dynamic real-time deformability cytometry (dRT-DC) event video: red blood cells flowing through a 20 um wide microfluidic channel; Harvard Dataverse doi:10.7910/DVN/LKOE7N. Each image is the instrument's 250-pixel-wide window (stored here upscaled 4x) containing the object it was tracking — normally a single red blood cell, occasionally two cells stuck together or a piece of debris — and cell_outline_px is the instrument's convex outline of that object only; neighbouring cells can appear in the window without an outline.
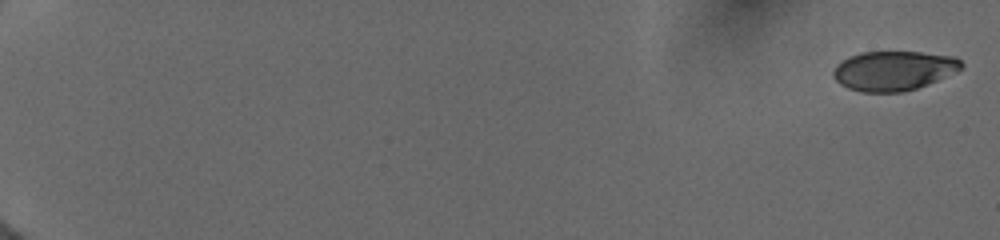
{"species": "human", "species_latin": "Homo sapiens", "temperature_condition": "cold", "stored_images_in_passage": 16, "camera_frame_rate_fps": 3000, "um_per_image_px": 0.085, "donor": {"sex": "female"}, "frame": {"image": 1, "passage_image": 1, "time_ms": 0.0, "image_size_px": [1000, 240], "cell_outline_px": [[964, 68], [956, 72], [928, 84], [916, 88], [900, 92], [860, 92], [848, 88], [840, 84], [832, 76], [832, 72], [836, 64], [840, 60], [848, 56], [860, 52], [920, 52], [956, 56], [964, 64]], "centroid_in_image_um": [75.95, 6.0], "position_along_channel_um": 9.1, "area_um2": 29.82}}
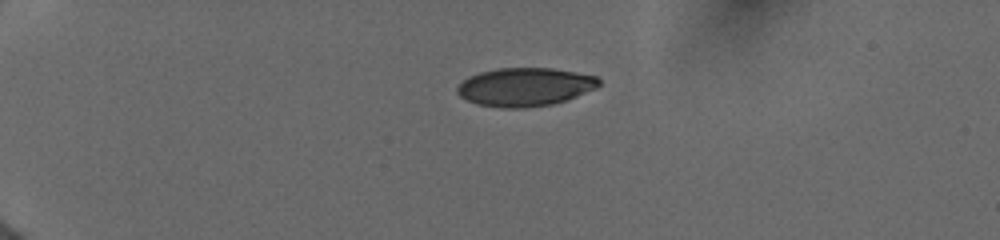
{"frame": {"image": 2, "passage_image": 10, "time_ms": 4.667, "image_size_px": [1000, 240], "cell_outline_px": [[600, 84], [596, 88], [576, 96], [552, 104], [524, 108], [500, 108], [476, 104], [460, 96], [456, 92], [456, 88], [468, 76], [480, 72], [500, 68], [552, 68], [576, 72], [596, 76], [600, 80]], "centroid_in_image_um": [44.6, 7.39], "position_along_channel_um": 40.4, "area_um2": 31.67}}
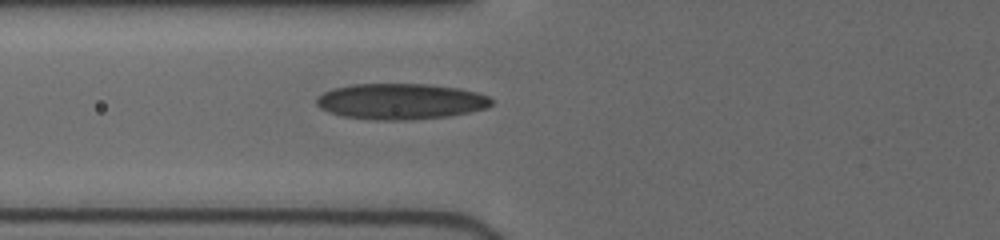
{"frame": {"image": 3, "passage_image": 16, "time_ms": 7.667, "image_size_px": [1000, 240], "cell_outline_px": [[492, 104], [488, 108], [448, 116], [412, 120], [376, 120], [340, 116], [328, 112], [320, 108], [316, 104], [316, 96], [332, 88], [352, 84], [424, 84], [456, 88], [476, 92], [488, 96], [492, 100]], "centroid_in_image_um": [34.0, 8.63], "position_along_channel_um": 91.8, "area_um2": 36.7}}